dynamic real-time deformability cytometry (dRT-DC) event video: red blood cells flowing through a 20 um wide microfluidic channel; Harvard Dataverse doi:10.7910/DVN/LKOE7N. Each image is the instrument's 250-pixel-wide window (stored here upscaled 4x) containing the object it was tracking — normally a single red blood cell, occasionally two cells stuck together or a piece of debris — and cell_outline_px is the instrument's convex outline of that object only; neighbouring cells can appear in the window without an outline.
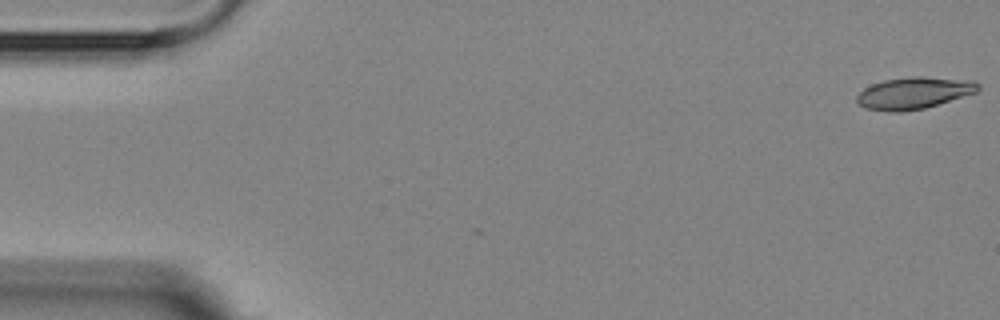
{"species": "Egyptian fruit bat (a non-hibernating species)", "species_latin": "Rousettus aegyptiacus", "temperature_condition": "room temperature", "stored_images_in_passage": 4, "camera_frame_rate_fps": 3000, "um_per_image_px": 0.085, "animal": {"sex": "female"}, "frame": {"image": 1, "passage_image": 1, "time_ms": 0.0, "image_size_px": [1000, 320], "cell_outline_px": [[980, 88], [976, 92], [924, 108], [900, 112], [888, 112], [864, 108], [856, 100], [856, 96], [864, 88], [872, 84], [884, 80], [912, 76], [920, 76], [976, 80], [980, 84]], "centroid_in_image_um": [77.68, 7.89], "position_along_channel_um": 7.3, "area_um2": 22.54}}
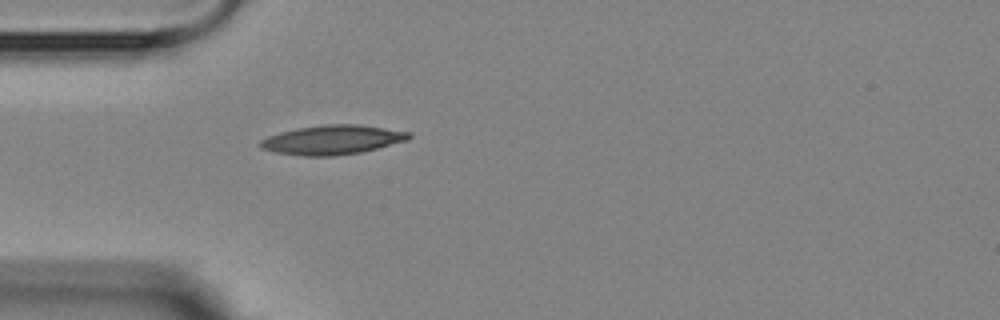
{"frame": {"image": 2, "passage_image": 4, "time_ms": 5.0, "image_size_px": [1000, 320], "cell_outline_px": [[412, 136], [408, 140], [360, 152], [336, 156], [300, 156], [272, 152], [260, 148], [256, 144], [260, 140], [268, 136], [280, 132], [296, 128], [324, 124], [356, 124], [384, 128], [408, 132]], "centroid_in_image_um": [28.16, 11.89], "position_along_channel_um": 56.8, "area_um2": 25.49}}